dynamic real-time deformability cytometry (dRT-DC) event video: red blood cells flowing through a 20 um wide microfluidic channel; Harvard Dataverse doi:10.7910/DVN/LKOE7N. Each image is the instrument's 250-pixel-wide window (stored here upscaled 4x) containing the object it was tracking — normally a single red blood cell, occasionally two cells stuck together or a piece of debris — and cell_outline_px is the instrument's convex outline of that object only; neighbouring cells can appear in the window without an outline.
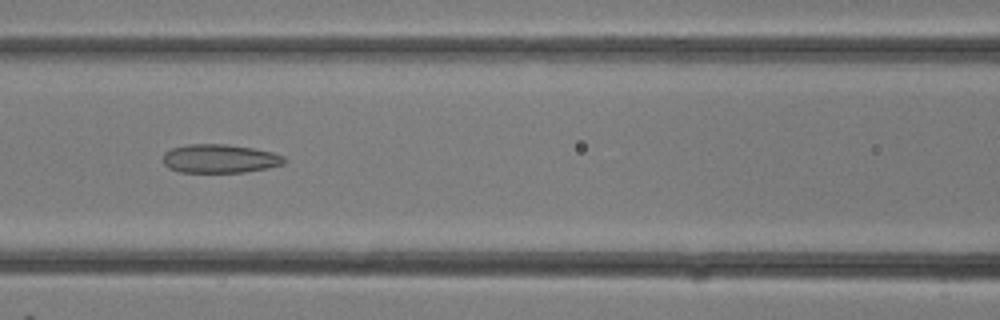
{"species": "common noctule bat (a hibernating species)", "species_latin": "Nyctalus noctula", "temperature_condition": "room temperature", "stored_images_in_passage": 21, "camera_frame_rate_fps": 3000, "um_per_image_px": 0.085, "animal": {"sex": "female"}, "frame": {"image": 1, "passage_image": 14, "time_ms": 4.333, "image_size_px": [1000, 320], "cell_outline_px": [[288, 160], [284, 164], [268, 168], [244, 172], [180, 172], [168, 168], [164, 164], [164, 152], [172, 148], [188, 144], [228, 144], [252, 148], [272, 152], [284, 156]], "centroid_in_image_um": [18.7, 13.48], "position_along_channel_um": 147.9, "area_um2": 20.35}}
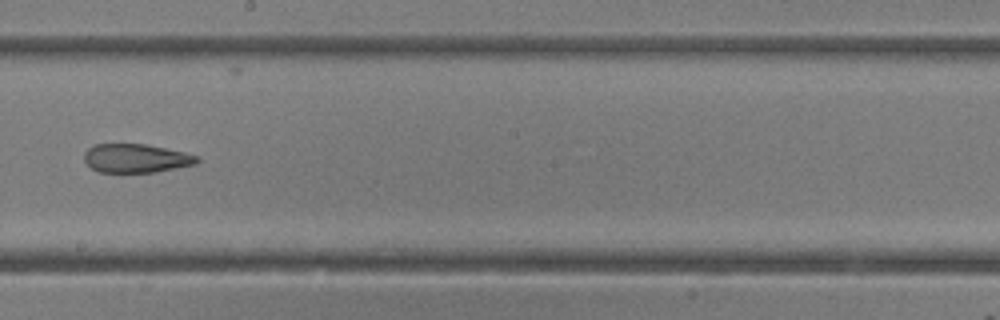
{"frame": {"image": 2, "passage_image": 18, "time_ms": 5.667, "image_size_px": [1000, 320], "cell_outline_px": [[200, 160], [196, 164], [156, 172], [96, 172], [84, 160], [84, 152], [88, 148], [96, 144], [144, 144], [184, 152], [200, 156]], "centroid_in_image_um": [11.57, 13.46], "position_along_channel_um": 236.6, "area_um2": 18.9}}
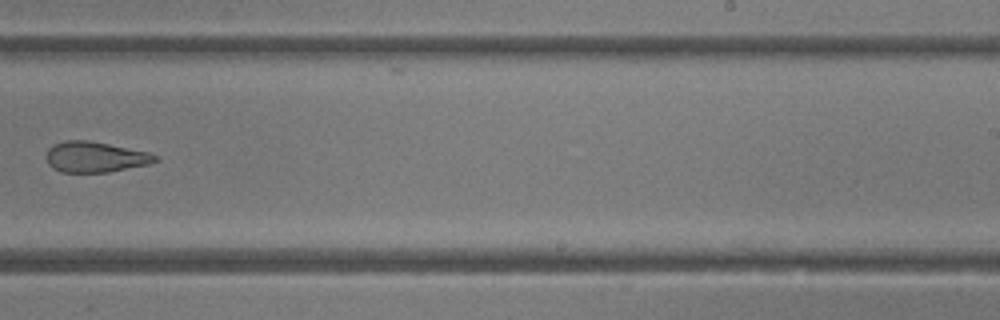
{"frame": {"image": 3, "passage_image": 20, "time_ms": 6.333, "image_size_px": [1000, 320], "cell_outline_px": [[160, 160], [148, 164], [108, 172], [60, 172], [52, 168], [48, 164], [44, 156], [48, 148], [52, 144], [64, 140], [88, 140], [148, 152], [160, 156]], "centroid_in_image_um": [8.05, 13.34], "position_along_channel_um": 281.0, "area_um2": 19.65}}